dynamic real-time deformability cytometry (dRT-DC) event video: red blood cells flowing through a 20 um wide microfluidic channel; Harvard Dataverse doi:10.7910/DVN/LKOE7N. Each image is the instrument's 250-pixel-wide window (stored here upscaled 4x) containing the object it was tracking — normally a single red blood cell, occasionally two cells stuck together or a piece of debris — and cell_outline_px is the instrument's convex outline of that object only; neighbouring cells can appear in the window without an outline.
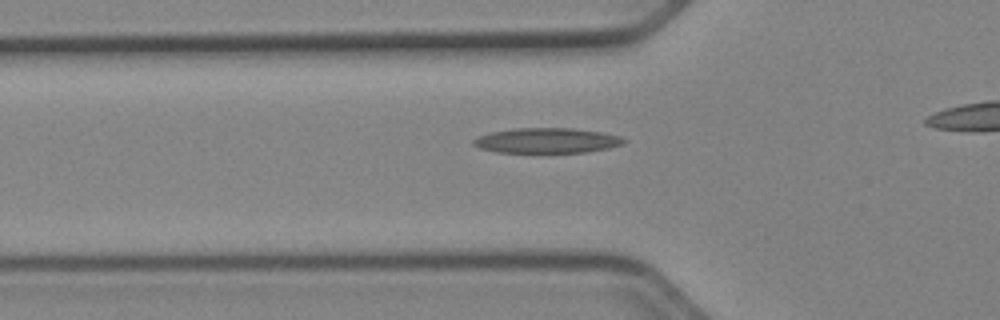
{"species": "Egyptian fruit bat (a non-hibernating species)", "species_latin": "Rousettus aegyptiacus", "temperature_condition": "cold", "stored_images_in_passage": 38, "camera_frame_rate_fps": 3000, "um_per_image_px": 0.085, "animal": {"sex": "female"}, "frame": {"image": 1, "passage_image": 13, "time_ms": 4.0, "image_size_px": [1000, 320], "cell_outline_px": [[628, 140], [624, 144], [608, 148], [588, 152], [496, 152], [480, 148], [472, 144], [472, 140], [480, 136], [492, 132], [516, 128], [572, 128], [600, 132], [620, 136]], "centroid_in_image_um": [46.51, 11.94], "position_along_channel_um": 79.3, "area_um2": 21.91}}
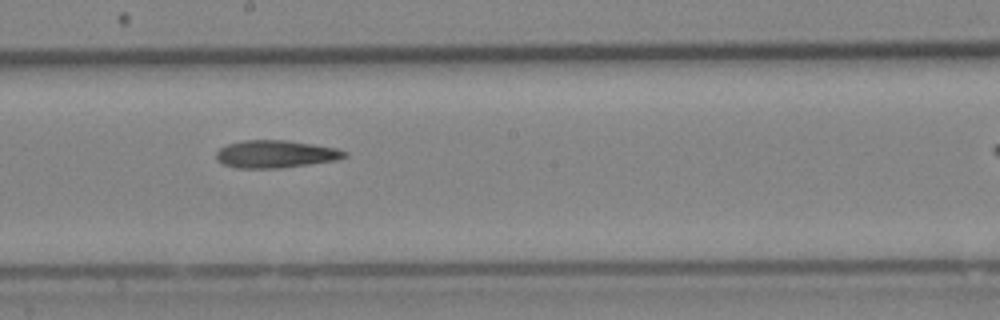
{"frame": {"image": 2, "passage_image": 24, "time_ms": 7.667, "image_size_px": [1000, 320], "cell_outline_px": [[348, 156], [340, 160], [280, 168], [236, 168], [224, 164], [216, 160], [216, 152], [220, 148], [228, 144], [244, 140], [288, 140], [336, 148], [348, 152]], "centroid_in_image_um": [23.45, 13.1], "position_along_channel_um": 224.7, "area_um2": 20.75}}
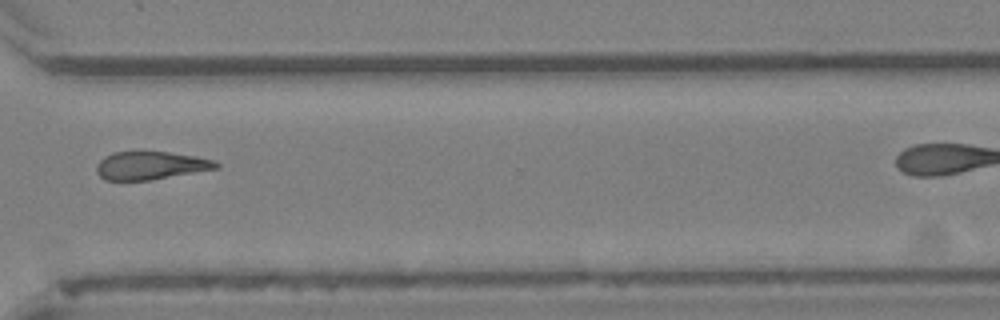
{"frame": {"image": 3, "passage_image": 34, "time_ms": 11.0, "image_size_px": [1000, 320], "cell_outline_px": [[220, 168], [152, 180], [104, 180], [96, 172], [96, 164], [104, 156], [112, 152], [168, 152], [196, 156], [216, 160], [220, 164]], "centroid_in_image_um": [12.82, 14.07], "position_along_channel_um": 357.8, "area_um2": 19.77}}